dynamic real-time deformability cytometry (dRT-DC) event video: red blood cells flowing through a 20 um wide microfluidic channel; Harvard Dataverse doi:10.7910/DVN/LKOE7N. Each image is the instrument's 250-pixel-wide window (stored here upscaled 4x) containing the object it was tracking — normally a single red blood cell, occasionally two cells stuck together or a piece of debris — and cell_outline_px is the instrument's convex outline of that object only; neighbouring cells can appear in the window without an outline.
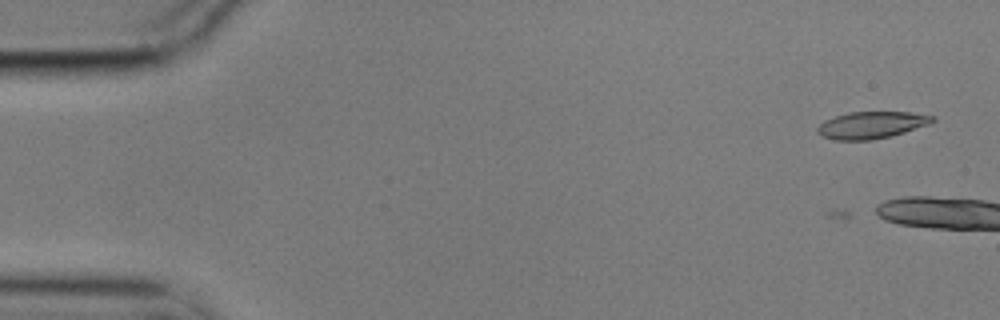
{"species": "common noctule bat (a hibernating species)", "species_latin": "Nyctalus noctula", "temperature_condition": "cold", "stored_images_in_passage": 3, "camera_frame_rate_fps": 3000, "um_per_image_px": 0.085, "animal": {"sex": "male", "body_mass_g": 17.9}, "frame": {"image": 1, "passage_image": 1, "time_ms": 0.0, "image_size_px": [1000, 320], "cell_outline_px": [[936, 120], [928, 124], [892, 136], [872, 140], [836, 140], [820, 136], [816, 132], [816, 128], [824, 120], [848, 112], [912, 112], [936, 116]], "centroid_in_image_um": [74.06, 10.63], "position_along_channel_um": 10.9, "area_um2": 18.21}}